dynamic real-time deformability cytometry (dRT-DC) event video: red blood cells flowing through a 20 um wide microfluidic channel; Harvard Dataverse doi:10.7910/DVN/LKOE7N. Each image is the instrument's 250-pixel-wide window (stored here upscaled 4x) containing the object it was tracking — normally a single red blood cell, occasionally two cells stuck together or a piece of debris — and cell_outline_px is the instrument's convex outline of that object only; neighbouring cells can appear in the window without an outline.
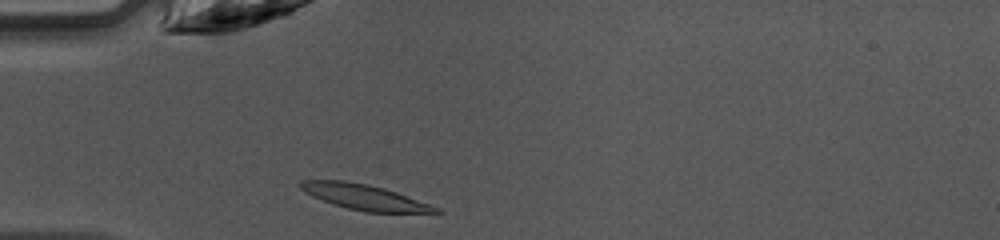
{"species": "common noctule bat (a hibernating species)", "species_latin": "Nyctalus noctula", "temperature_condition": "warm", "stored_images_in_passage": 34, "camera_frame_rate_fps": 3000, "um_per_image_px": 0.085, "animal": {"sex": "female", "body_mass_g": 10.0, "forearm_length_mm": 53.1}, "frame": {"image": 1, "passage_image": 1, "time_ms": 0.0, "image_size_px": [1000, 240], "cell_outline_px": [[444, 212], [364, 212], [332, 204], [312, 196], [300, 188], [300, 180], [344, 180], [368, 184], [384, 188], [432, 204], [440, 208]], "centroid_in_image_um": [30.99, 16.75], "position_along_channel_um": 54.0, "area_um2": 19.94}}
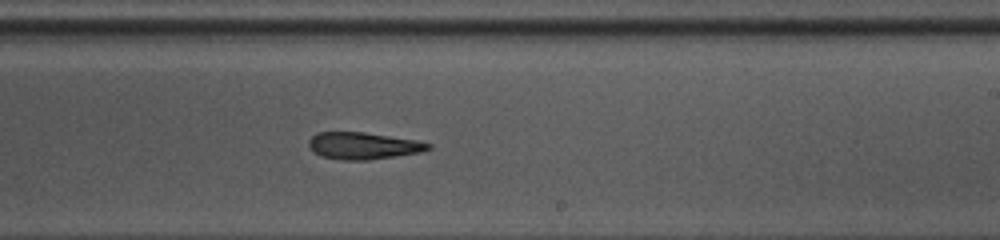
{"frame": {"image": 2, "passage_image": 16, "time_ms": 5.0, "image_size_px": [1000, 240], "cell_outline_px": [[432, 148], [420, 152], [368, 160], [344, 160], [324, 156], [312, 152], [308, 148], [308, 140], [316, 132], [364, 132], [416, 140], [432, 144]], "centroid_in_image_um": [30.84, 12.38], "position_along_channel_um": 258.2, "area_um2": 18.73}}
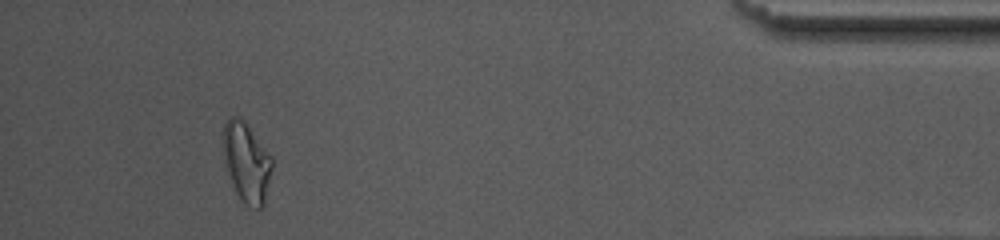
{"frame": {"image": 3, "passage_image": 31, "time_ms": 10.0, "image_size_px": [1000, 240], "cell_outline_px": [[272, 168], [264, 204], [260, 208], [248, 208], [240, 200], [236, 192], [224, 164], [224, 124], [232, 116], [236, 116], [244, 120], [272, 156]], "centroid_in_image_um": [20.97, 13.82], "position_along_channel_um": 414.2, "area_um2": 22.6}}